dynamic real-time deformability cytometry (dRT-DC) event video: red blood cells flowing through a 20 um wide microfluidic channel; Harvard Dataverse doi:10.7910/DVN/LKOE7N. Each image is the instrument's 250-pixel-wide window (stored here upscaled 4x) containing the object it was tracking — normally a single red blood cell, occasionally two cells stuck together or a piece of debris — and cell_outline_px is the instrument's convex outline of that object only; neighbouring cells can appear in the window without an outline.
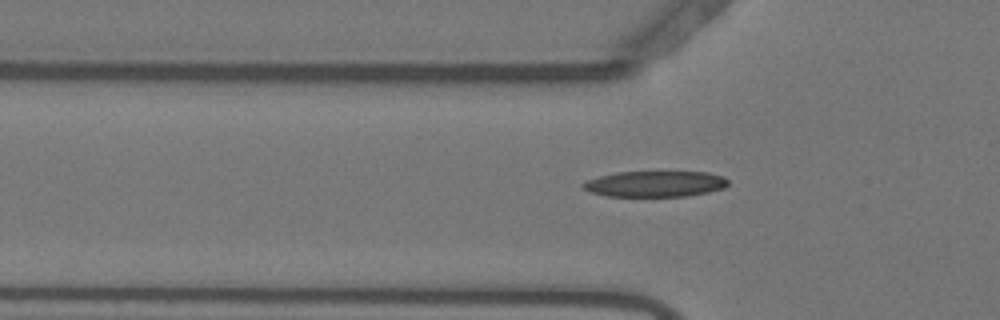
{"species": "Egyptian fruit bat (a non-hibernating species)", "species_latin": "Rousettus aegyptiacus", "temperature_condition": "warm", "stored_images_in_passage": 55, "camera_frame_rate_fps": 3000, "um_per_image_px": 0.085, "animal": {"sex": "female"}, "frame": {"image": 1, "passage_image": 18, "time_ms": 5.667, "image_size_px": [1000, 320], "cell_outline_px": [[728, 184], [724, 188], [708, 192], [684, 196], [608, 196], [588, 192], [580, 184], [584, 180], [616, 172], [660, 168], [708, 172], [724, 176], [728, 180]], "centroid_in_image_um": [55.69, 15.56], "position_along_channel_um": 70.1, "area_um2": 23.29}}
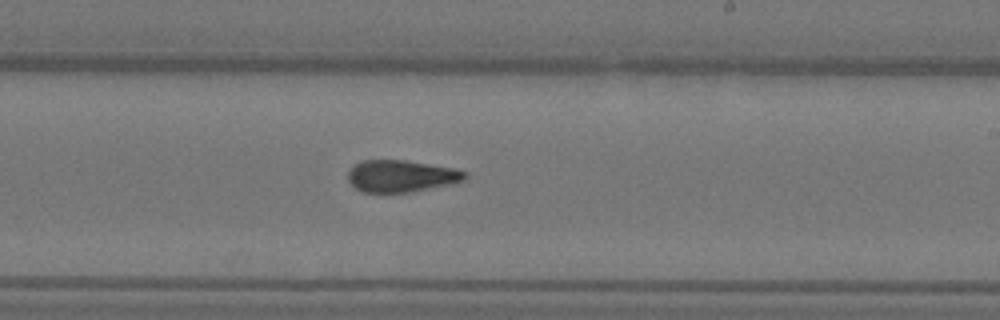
{"frame": {"image": 2, "passage_image": 33, "time_ms": 10.667, "image_size_px": [1000, 320], "cell_outline_px": [[468, 176], [464, 180], [448, 184], [412, 192], [364, 192], [356, 188], [348, 180], [348, 168], [352, 164], [360, 160], [404, 160], [452, 168], [464, 172]], "centroid_in_image_um": [34.02, 14.95], "position_along_channel_um": 255.0, "area_um2": 21.62}}
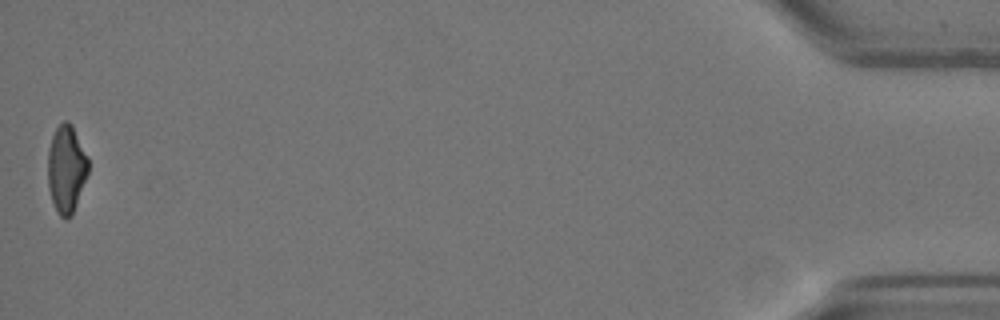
{"frame": {"image": 3, "passage_image": 55, "time_ms": 18.0, "image_size_px": [1000, 320], "cell_outline_px": [[88, 172], [72, 216], [68, 220], [64, 220], [56, 212], [48, 188], [48, 148], [52, 136], [56, 128], [64, 120], [68, 120], [72, 124], [88, 156]], "centroid_in_image_um": [5.63, 14.37], "position_along_channel_um": 429.6, "area_um2": 20.87}, "authors_computed_cell_mechanics": {"area_um2": 21.675, "velocity_mm_per_s": 3.6719, "shape_relaxation_time_tau1_ms": null, "shape_relaxation_time_tau2_ms": 1.6989, "deformation_change_tau1": null, "deformation_change_tau2": 0.0851}}